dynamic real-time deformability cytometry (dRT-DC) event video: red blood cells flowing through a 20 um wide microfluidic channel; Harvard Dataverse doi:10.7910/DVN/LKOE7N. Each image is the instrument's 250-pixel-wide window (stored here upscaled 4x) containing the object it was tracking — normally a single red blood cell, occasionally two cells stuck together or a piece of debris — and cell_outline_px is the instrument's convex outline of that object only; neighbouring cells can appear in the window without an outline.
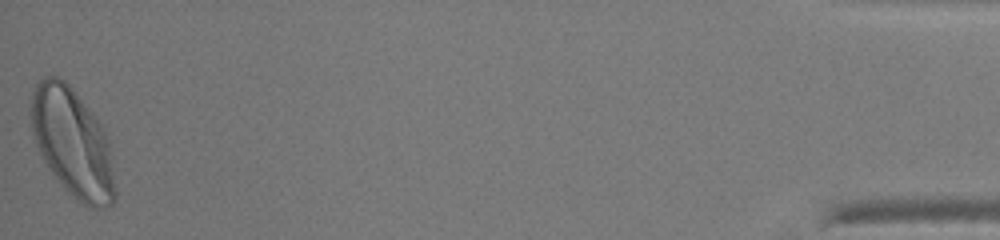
{"species": "human", "species_latin": "Homo sapiens", "temperature_condition": "warm", "stored_images_in_passage": 52, "segment_of_instrument_passage": [2, 2], "camera_frame_rate_fps": 3000, "um_per_image_px": 0.085, "donor": {"sex": "male"}, "frame": {"image": 1, "passage_image": 52, "time_ms": 17.0, "image_size_px": [1000, 240], "cell_outline_px": [[116, 200], [112, 204], [104, 208], [88, 208], [64, 188], [52, 176], [36, 144], [32, 132], [28, 112], [32, 92], [36, 84], [40, 80], [48, 76], [56, 76], [64, 80], [72, 88], [92, 112], [100, 124], [108, 140], [116, 192]], "centroid_in_image_um": [6.13, 12.14], "position_along_channel_um": 429.1, "area_um2": 53.29}}